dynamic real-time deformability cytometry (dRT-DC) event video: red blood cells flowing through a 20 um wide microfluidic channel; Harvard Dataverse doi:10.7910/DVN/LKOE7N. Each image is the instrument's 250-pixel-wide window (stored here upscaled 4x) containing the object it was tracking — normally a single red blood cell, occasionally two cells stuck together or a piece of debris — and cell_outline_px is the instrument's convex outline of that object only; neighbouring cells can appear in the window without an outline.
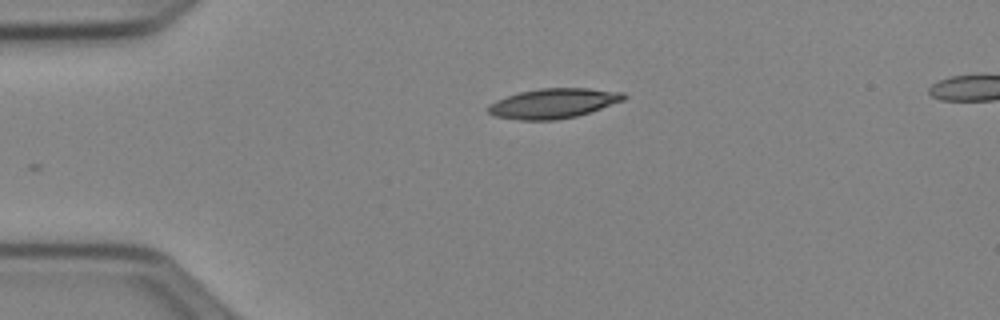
{"species": "Egyptian fruit bat (a non-hibernating species)", "species_latin": "Rousettus aegyptiacus", "temperature_condition": "cold", "stored_images_in_passage": 30, "camera_frame_rate_fps": 3000, "um_per_image_px": 0.085, "animal": {"sex": "female"}, "frame": {"image": 1, "passage_image": 1, "time_ms": 0.0, "image_size_px": [1000, 320], "cell_outline_px": [[628, 96], [624, 100], [576, 116], [556, 120], [520, 120], [496, 116], [488, 112], [488, 104], [496, 100], [520, 92], [540, 88], [588, 88], [624, 92]], "centroid_in_image_um": [47.04, 8.78], "position_along_channel_um": 38.0, "area_um2": 23.41}}
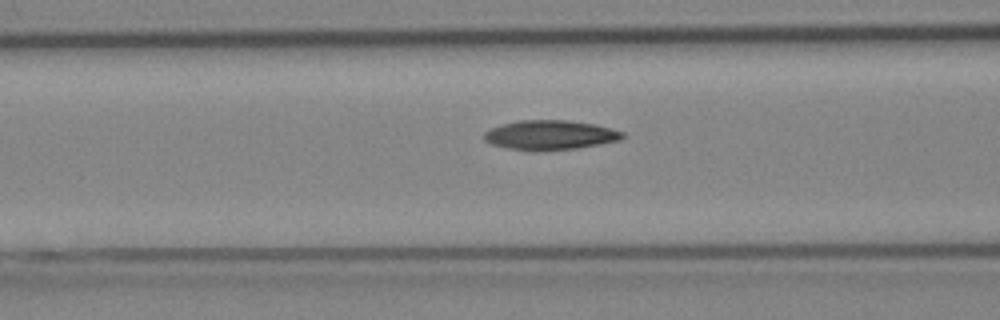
{"frame": {"image": 2, "passage_image": 10, "time_ms": 3.0, "image_size_px": [1000, 320], "cell_outline_px": [[624, 136], [620, 140], [600, 144], [576, 148], [536, 152], [508, 148], [492, 144], [484, 140], [484, 132], [492, 128], [504, 124], [520, 120], [568, 120], [596, 124], [624, 132]], "centroid_in_image_um": [46.77, 11.48], "position_along_channel_um": 119.8, "area_um2": 23.87}}
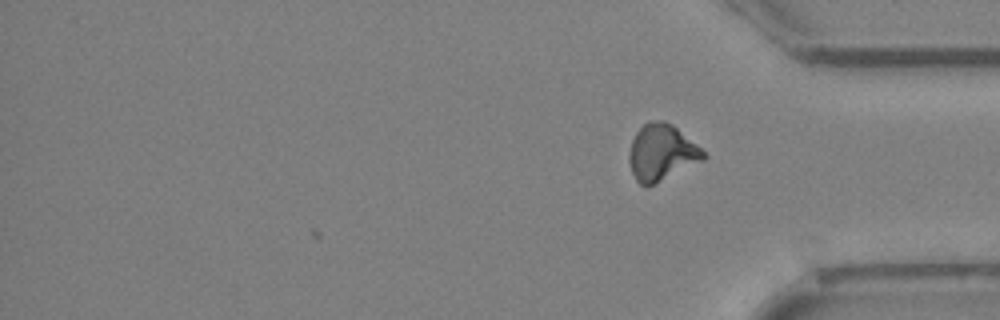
{"frame": {"image": 3, "passage_image": 30, "time_ms": 9.667, "image_size_px": [1000, 320], "cell_outline_px": [[708, 156], [704, 160], [644, 188], [636, 180], [632, 172], [628, 160], [628, 156], [632, 140], [636, 132], [648, 120], [664, 120], [672, 124], [696, 144]], "centroid_in_image_um": [56.21, 12.95], "position_along_channel_um": 379.0, "area_um2": 24.22}, "authors_computed_cell_mechanics": {"area_um2": 23.1489, "velocity_mm_per_s": 3.966, "shape_relaxation_time_tau1_ms": 4.7964, "shape_relaxation_time_tau2_ms": 4.2752, "deformation_change_tau1": 0.1525, "deformation_change_tau2": 0.0991}}